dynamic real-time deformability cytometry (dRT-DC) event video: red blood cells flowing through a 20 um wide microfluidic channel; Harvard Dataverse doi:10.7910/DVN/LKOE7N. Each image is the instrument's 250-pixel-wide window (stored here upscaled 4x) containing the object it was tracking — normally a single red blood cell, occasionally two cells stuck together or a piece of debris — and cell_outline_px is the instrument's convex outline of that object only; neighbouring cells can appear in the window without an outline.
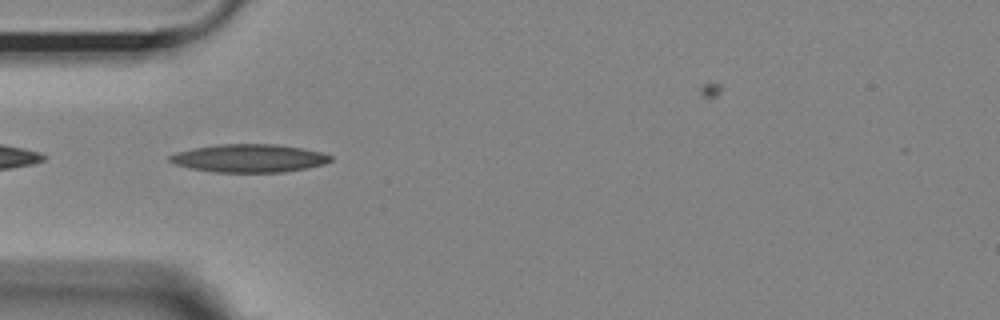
{"species": "Egyptian fruit bat (a non-hibernating species)", "species_latin": "Rousettus aegyptiacus", "temperature_condition": "room temperature", "stored_images_in_passage": 19, "camera_frame_rate_fps": 3000, "um_per_image_px": 0.085, "animal": {"sex": "female"}, "frame": {"image": 1, "passage_image": 3, "time_ms": 0.667, "image_size_px": [1000, 320], "cell_outline_px": [[332, 160], [324, 164], [308, 168], [284, 172], [212, 172], [192, 168], [176, 164], [168, 160], [168, 156], [176, 152], [192, 148], [216, 144], [276, 144], [300, 148], [320, 152], [332, 156]], "centroid_in_image_um": [21.16, 13.45], "position_along_channel_um": 63.8, "area_um2": 26.3}}
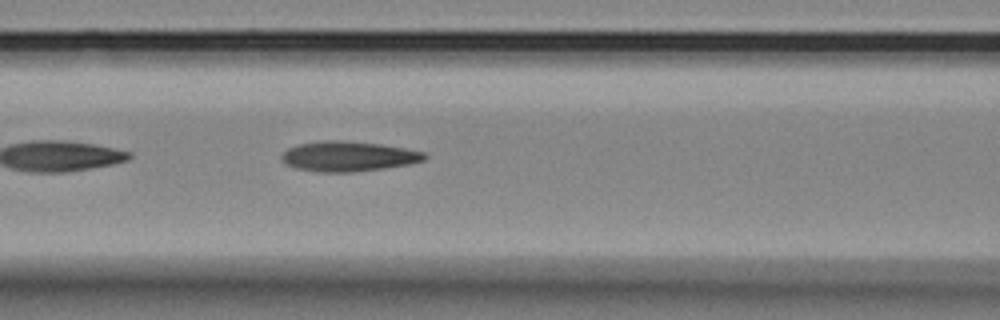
{"frame": {"image": 2, "passage_image": 9, "time_ms": 2.667, "image_size_px": [1000, 320], "cell_outline_px": [[428, 156], [424, 160], [408, 164], [384, 168], [352, 172], [316, 172], [296, 168], [284, 164], [280, 156], [288, 148], [300, 144], [328, 140], [344, 140], [380, 144], [404, 148], [424, 152]], "centroid_in_image_um": [29.58, 13.29], "position_along_channel_um": 137.0, "area_um2": 24.97}}
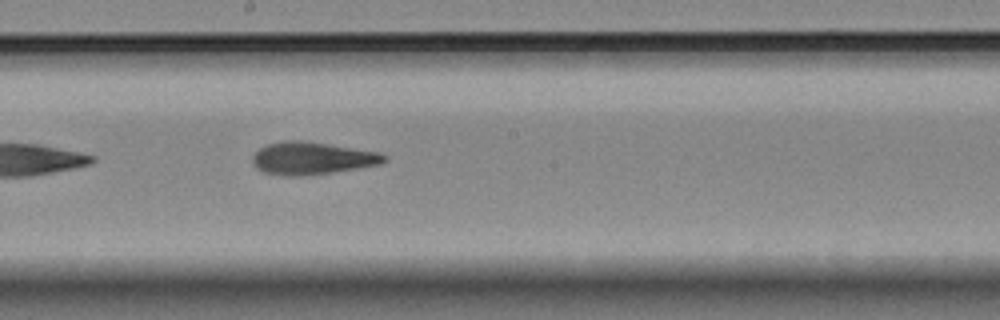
{"frame": {"image": 3, "passage_image": 16, "time_ms": 5.0, "image_size_px": [1000, 320], "cell_outline_px": [[388, 160], [380, 164], [332, 172], [300, 176], [280, 176], [264, 172], [256, 168], [252, 164], [252, 156], [260, 148], [268, 144], [284, 140], [300, 140], [380, 152], [388, 156]], "centroid_in_image_um": [26.5, 13.46], "position_along_channel_um": 221.7, "area_um2": 24.91}}